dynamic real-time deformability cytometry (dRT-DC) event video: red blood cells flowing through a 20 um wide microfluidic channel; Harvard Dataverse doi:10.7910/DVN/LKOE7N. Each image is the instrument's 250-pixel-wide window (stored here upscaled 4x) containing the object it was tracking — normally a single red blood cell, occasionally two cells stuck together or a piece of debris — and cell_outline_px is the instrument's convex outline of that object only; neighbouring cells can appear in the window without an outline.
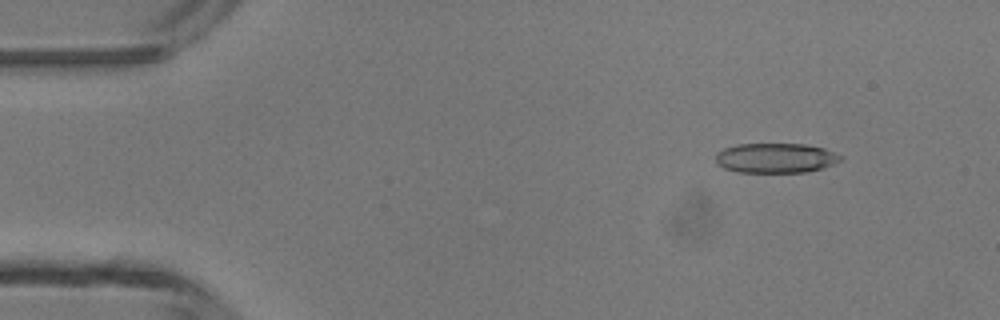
{"species": "common noctule bat (a hibernating species)", "species_latin": "Nyctalus noctula", "temperature_condition": "room temperature", "stored_images_in_passage": 4, "camera_frame_rate_fps": 3000, "um_per_image_px": 0.085, "animal": {"sex": "male", "body_mass_g": 13.3}, "frame": {"image": 1, "passage_image": 1, "time_ms": 0.0, "image_size_px": [1000, 320], "cell_outline_px": [[844, 156], [840, 160], [824, 168], [804, 172], [736, 172], [724, 168], [716, 164], [716, 152], [724, 148], [736, 144], [804, 144], [824, 148]], "centroid_in_image_um": [65.91, 13.43], "position_along_channel_um": 19.1, "area_um2": 21.79}}
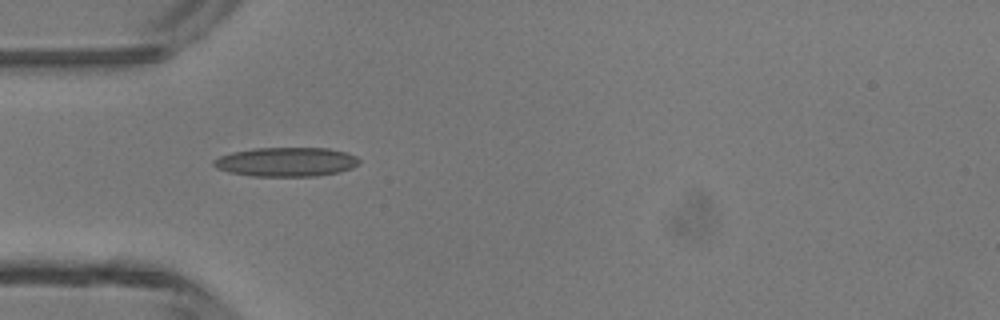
{"frame": {"image": 2, "passage_image": 3, "time_ms": 3.0, "image_size_px": [1000, 320], "cell_outline_px": [[360, 164], [352, 168], [340, 172], [316, 176], [252, 176], [228, 172], [216, 168], [212, 164], [212, 160], [220, 156], [232, 152], [252, 148], [328, 148], [348, 152], [356, 156], [360, 160]], "centroid_in_image_um": [24.34, 13.76], "position_along_channel_um": 60.7, "area_um2": 25.03}}
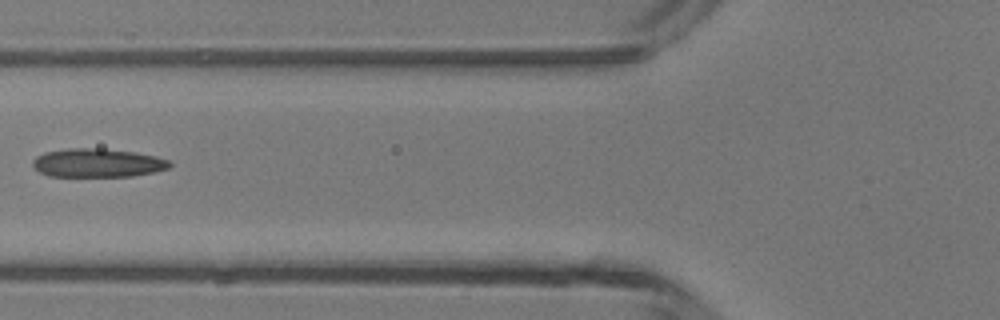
{"frame": {"image": 3, "passage_image": 4, "time_ms": 4.333, "image_size_px": [1000, 320], "cell_outline_px": [[172, 164], [168, 168], [152, 172], [132, 176], [48, 176], [32, 168], [32, 160], [36, 156], [44, 152], [68, 148], [100, 148], [136, 152], [156, 156], [168, 160]], "centroid_in_image_um": [8.24, 13.84], "position_along_channel_um": 117.6, "area_um2": 22.95}}